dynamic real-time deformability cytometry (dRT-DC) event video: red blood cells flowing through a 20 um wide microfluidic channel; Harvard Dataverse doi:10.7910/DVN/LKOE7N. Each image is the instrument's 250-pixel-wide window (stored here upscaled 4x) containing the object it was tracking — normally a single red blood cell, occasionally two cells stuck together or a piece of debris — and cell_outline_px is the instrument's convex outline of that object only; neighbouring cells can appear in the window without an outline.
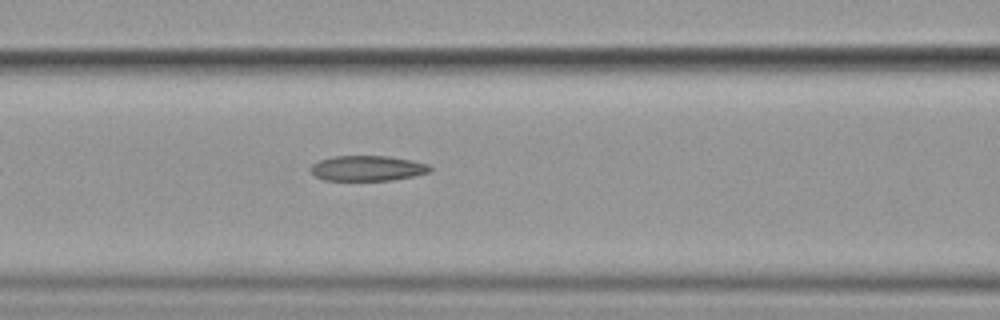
{"species": "common noctule bat (a hibernating species)", "species_latin": "Nyctalus noctula", "temperature_condition": "cold", "stored_images_in_passage": 5, "camera_frame_rate_fps": 3000, "um_per_image_px": 0.085, "animal": {"sex": "female", "body_mass_g": 19.9}, "frame": {"image": 1, "passage_image": 5, "time_ms": 5.667, "image_size_px": [1000, 320], "cell_outline_px": [[432, 172], [416, 176], [392, 180], [324, 180], [316, 176], [312, 172], [312, 164], [320, 160], [336, 156], [388, 156], [412, 160], [428, 164], [432, 168]], "centroid_in_image_um": [31.31, 14.3], "position_along_channel_um": 135.3, "area_um2": 17.57}}